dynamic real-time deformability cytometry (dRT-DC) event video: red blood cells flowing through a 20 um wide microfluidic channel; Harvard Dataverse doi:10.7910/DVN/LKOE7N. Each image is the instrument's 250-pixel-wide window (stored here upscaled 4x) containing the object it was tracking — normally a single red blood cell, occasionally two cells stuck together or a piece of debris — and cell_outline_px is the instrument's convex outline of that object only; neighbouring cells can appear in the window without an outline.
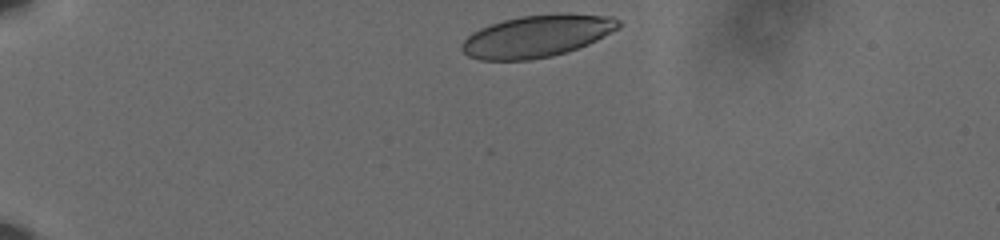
{"species": "human", "species_latin": "Homo sapiens", "temperature_condition": "cold", "stored_images_in_passage": 38, "camera_frame_rate_fps": 3000, "um_per_image_px": 0.085, "donor": {"sex": "male"}, "frame": {"image": 1, "passage_image": 1, "time_ms": 0.0, "image_size_px": [1000, 240], "cell_outline_px": [[620, 28], [588, 44], [552, 56], [528, 60], [480, 60], [468, 56], [460, 48], [460, 44], [472, 32], [480, 28], [504, 20], [520, 16], [556, 12], [612, 16], [620, 20]], "centroid_in_image_um": [45.65, 3.05], "position_along_channel_um": 39.4, "area_um2": 38.61}}
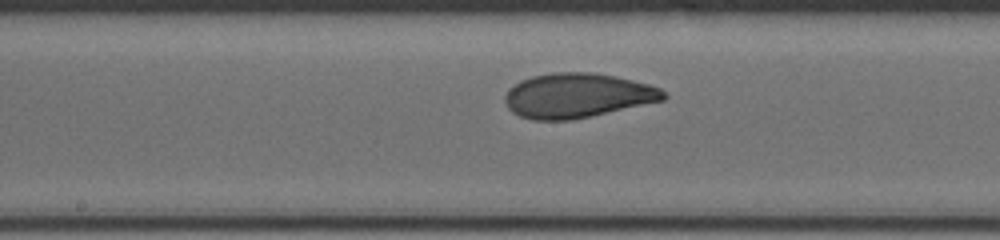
{"frame": {"image": 2, "passage_image": 20, "time_ms": 6.333, "image_size_px": [1000, 240], "cell_outline_px": [[668, 96], [664, 100], [572, 120], [532, 120], [520, 116], [512, 112], [508, 108], [504, 100], [504, 96], [508, 88], [520, 80], [532, 76], [552, 72], [592, 72], [616, 76], [648, 84], [660, 88]], "centroid_in_image_um": [49.04, 8.11], "position_along_channel_um": 199.2, "area_um2": 41.33}}
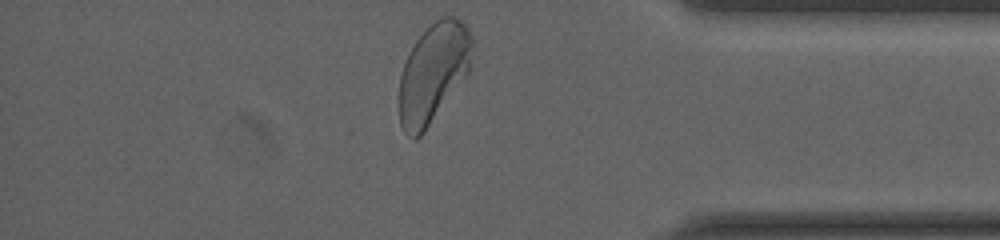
{"frame": {"image": 3, "passage_image": 38, "time_ms": 12.333, "image_size_px": [1000, 240], "cell_outline_px": [[472, 64], [468, 72], [424, 132], [416, 140], [412, 140], [404, 132], [400, 124], [400, 76], [404, 64], [416, 40], [436, 20], [444, 16], [452, 16], [460, 20], [468, 28], [472, 36]], "centroid_in_image_um": [36.84, 6.2], "position_along_channel_um": 398.4, "area_um2": 41.67}, "authors_computed_cell_mechanics": {"area_um2": 40.5467, "velocity_mm_per_s": 3.5946, "shape_relaxation_time_tau1_ms": 4.4459, "shape_relaxation_time_tau2_ms": 0.7615, "deformation_change_tau1": 0.1511, "deformation_change_tau2": 0.0584}}